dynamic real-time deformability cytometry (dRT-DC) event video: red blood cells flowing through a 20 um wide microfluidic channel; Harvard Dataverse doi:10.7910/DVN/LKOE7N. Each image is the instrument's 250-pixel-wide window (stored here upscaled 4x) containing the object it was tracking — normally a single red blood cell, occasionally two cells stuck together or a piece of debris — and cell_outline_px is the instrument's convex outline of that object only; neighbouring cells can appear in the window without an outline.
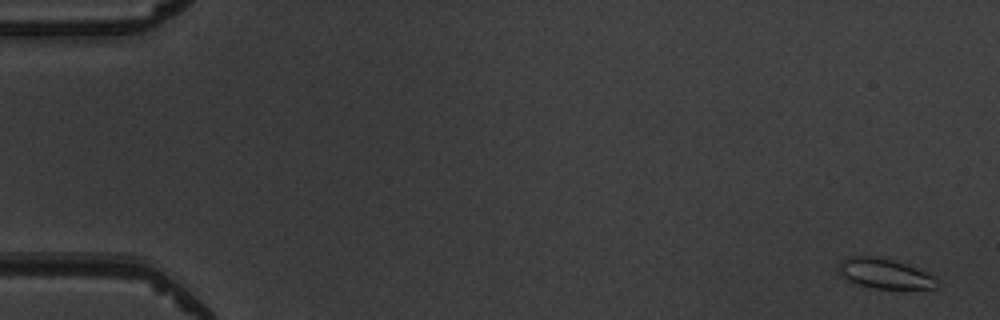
{"species": "common noctule bat (a hibernating species)", "species_latin": "Nyctalus noctula", "temperature_condition": "warm", "stored_images_in_passage": 5, "camera_frame_rate_fps": 3000, "um_per_image_px": 0.085, "animal": {"sex": "male", "body_mass_g": 19.5, "forearm_length_mm": 54.6}, "frame": {"image": 1, "passage_image": 1, "time_ms": 0.0, "image_size_px": [1000, 320], "cell_outline_px": [[940, 284], [936, 288], [872, 288], [856, 284], [844, 280], [840, 272], [840, 260], [852, 256], [872, 256], [892, 260], [916, 268], [932, 276]], "centroid_in_image_um": [75.15, 23.26], "position_along_channel_um": 9.9, "area_um2": 16.88}}
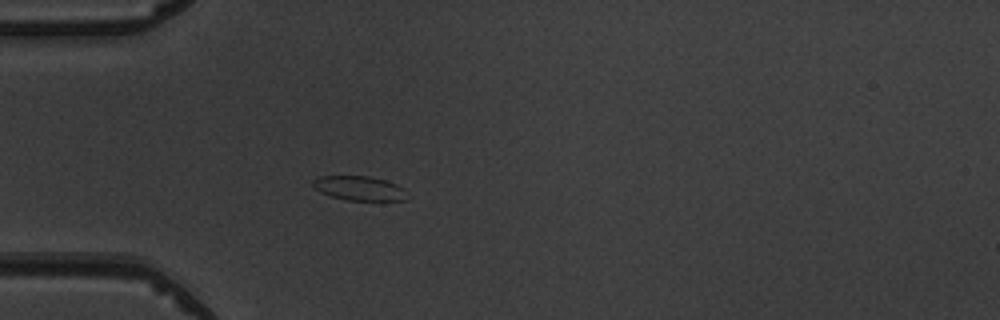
{"frame": {"image": 2, "passage_image": 5, "time_ms": 4.667, "image_size_px": [1000, 320], "cell_outline_px": [[404, 200], [348, 200], [328, 196], [320, 192], [312, 184], [312, 180], [320, 176], [368, 176], [384, 180], [396, 184], [404, 188]], "centroid_in_image_um": [30.47, 15.99], "position_along_channel_um": 54.5, "area_um2": 13.18}}